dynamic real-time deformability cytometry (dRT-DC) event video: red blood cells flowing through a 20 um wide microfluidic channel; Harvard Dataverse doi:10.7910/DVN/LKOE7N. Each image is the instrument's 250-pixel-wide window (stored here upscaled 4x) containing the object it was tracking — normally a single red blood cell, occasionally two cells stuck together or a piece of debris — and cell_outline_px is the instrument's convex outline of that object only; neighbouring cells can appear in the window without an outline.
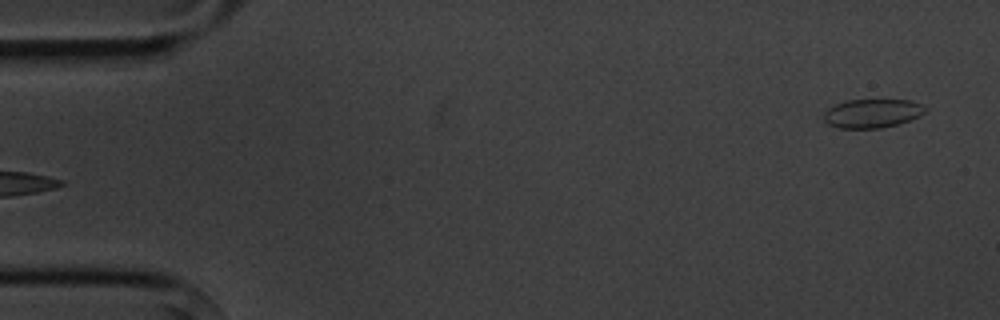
{"species": "common noctule bat (a hibernating species)", "species_latin": "Nyctalus noctula", "temperature_condition": "cold", "stored_images_in_passage": 4, "camera_frame_rate_fps": 3000, "um_per_image_px": 0.085, "animal": {"sex": "male", "body_mass_g": 20.1, "forearm_length_mm": 53.5}, "frame": {"image": 1, "passage_image": 4, "time_ms": 3.333, "image_size_px": [1000, 320], "cell_outline_px": [[928, 108], [924, 112], [908, 120], [896, 124], [880, 128], [840, 128], [828, 124], [824, 120], [824, 112], [828, 108], [836, 104], [848, 100], [912, 100]], "centroid_in_image_um": [74.11, 9.63], "position_along_channel_um": 10.9, "area_um2": 16.76}}